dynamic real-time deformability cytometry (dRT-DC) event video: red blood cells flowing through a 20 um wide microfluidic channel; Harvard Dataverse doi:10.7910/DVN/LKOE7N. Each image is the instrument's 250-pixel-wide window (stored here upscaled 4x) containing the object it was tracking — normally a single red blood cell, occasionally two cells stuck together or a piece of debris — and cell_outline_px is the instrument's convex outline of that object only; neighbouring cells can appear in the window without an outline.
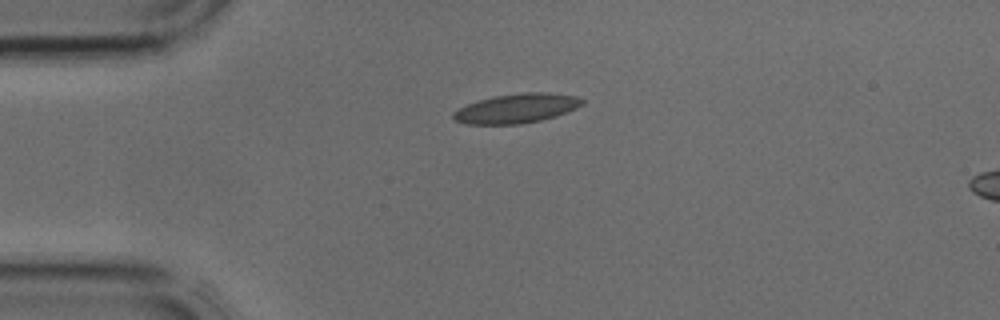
{"species": "common noctule bat (a hibernating species)", "species_latin": "Nyctalus noctula", "temperature_condition": "cold", "stored_images_in_passage": 2, "segment_of_instrument_passage": [1, 2], "camera_frame_rate_fps": 3000, "um_per_image_px": 0.085, "animal": {"sex": "male", "body_mass_g": 17.9, "forearm_length_mm": 54.2}, "frame": {"image": 1, "passage_image": 1, "time_ms": 0.0, "image_size_px": [1000, 320], "cell_outline_px": [[584, 104], [568, 112], [556, 116], [540, 120], [520, 124], [468, 124], [452, 120], [452, 112], [468, 104], [492, 96], [524, 92], [544, 92], [576, 96], [584, 100]], "centroid_in_image_um": [43.91, 9.21], "position_along_channel_um": 41.1, "area_um2": 22.08}}